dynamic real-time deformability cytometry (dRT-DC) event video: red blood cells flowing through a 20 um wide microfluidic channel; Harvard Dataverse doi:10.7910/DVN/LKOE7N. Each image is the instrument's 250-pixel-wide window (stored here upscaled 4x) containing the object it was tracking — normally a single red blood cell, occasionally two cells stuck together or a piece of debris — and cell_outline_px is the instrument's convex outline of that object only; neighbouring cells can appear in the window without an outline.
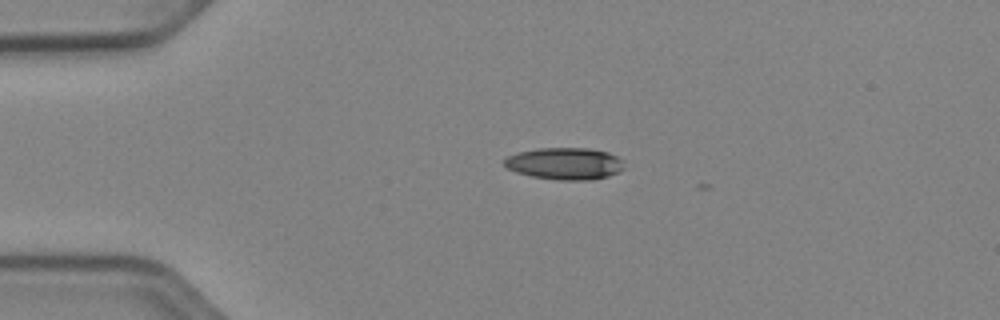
{"species": "Egyptian fruit bat (a non-hibernating species)", "species_latin": "Rousettus aegyptiacus", "temperature_condition": "cold", "stored_images_in_passage": 8, "camera_frame_rate_fps": 3000, "um_per_image_px": 0.085, "animal": {"sex": "female"}, "frame": {"image": 1, "passage_image": 1, "time_ms": 0.0, "image_size_px": [1000, 320], "cell_outline_px": [[624, 168], [620, 172], [608, 176], [592, 180], [560, 180], [532, 176], [516, 172], [508, 168], [504, 164], [504, 160], [508, 156], [516, 152], [536, 148], [588, 148], [608, 152], [624, 160]], "centroid_in_image_um": [48.04, 13.9], "position_along_channel_um": 37.0, "area_um2": 22.48}}
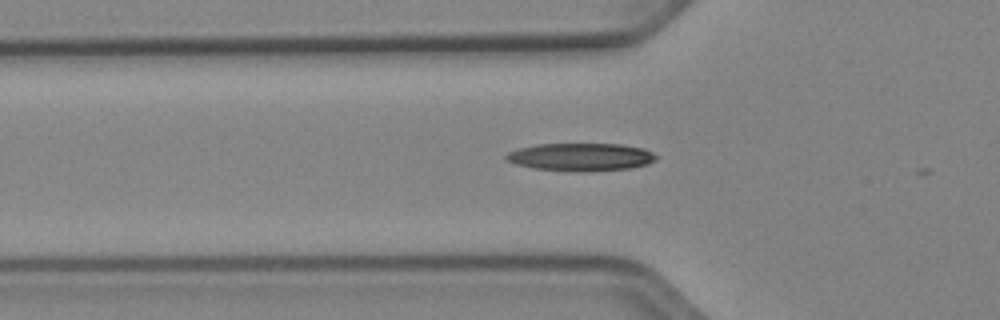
{"frame": {"image": 2, "passage_image": 7, "time_ms": 2.0, "image_size_px": [1000, 320], "cell_outline_px": [[656, 160], [648, 164], [632, 168], [588, 172], [572, 172], [532, 168], [516, 164], [504, 160], [504, 156], [508, 152], [520, 148], [536, 144], [620, 144], [644, 148], [652, 152], [656, 156]], "centroid_in_image_um": [49.36, 13.36], "position_along_channel_um": 76.4, "area_um2": 24.68}}